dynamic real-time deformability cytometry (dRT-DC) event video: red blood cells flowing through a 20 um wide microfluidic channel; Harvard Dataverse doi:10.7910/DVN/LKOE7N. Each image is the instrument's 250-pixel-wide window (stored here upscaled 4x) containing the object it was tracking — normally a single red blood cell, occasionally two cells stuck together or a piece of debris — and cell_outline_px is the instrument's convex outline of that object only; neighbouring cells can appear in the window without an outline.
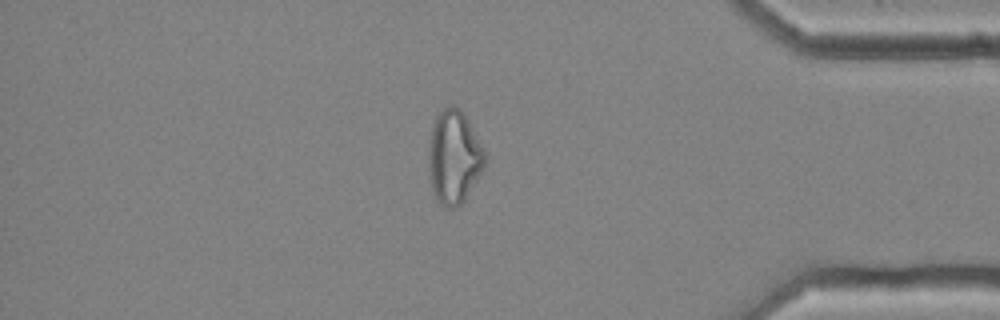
{"species": "common noctule bat (a hibernating species)", "species_latin": "Nyctalus noctula", "temperature_condition": "cold", "stored_images_in_passage": 56, "camera_frame_rate_fps": 3000, "um_per_image_px": 0.085, "animal": {"sex": "female", "body_mass_g": 25.1}, "frame": {"image": 1, "passage_image": 48, "time_ms": 15.667, "image_size_px": [1000, 320], "cell_outline_px": [[484, 168], [464, 200], [456, 208], [444, 208], [440, 204], [432, 192], [428, 160], [428, 152], [432, 124], [436, 116], [444, 108], [452, 104], [456, 104], [464, 112], [484, 148]], "centroid_in_image_um": [38.58, 13.33], "position_along_channel_um": 396.6, "area_um2": 30.81}}